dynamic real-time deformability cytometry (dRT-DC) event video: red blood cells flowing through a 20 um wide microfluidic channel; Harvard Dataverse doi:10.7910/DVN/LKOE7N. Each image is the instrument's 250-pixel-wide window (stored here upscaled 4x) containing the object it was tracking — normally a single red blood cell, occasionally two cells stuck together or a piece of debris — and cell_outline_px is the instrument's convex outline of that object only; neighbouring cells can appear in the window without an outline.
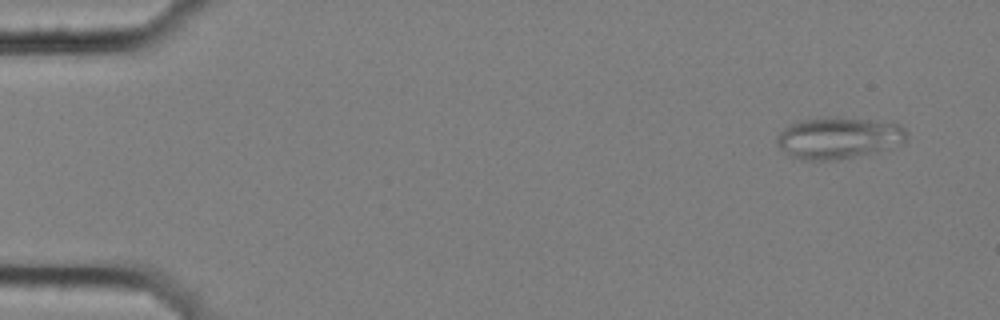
{"species": "common noctule bat (a hibernating species)", "species_latin": "Nyctalus noctula", "temperature_condition": "cold", "stored_images_in_passage": 10, "segment_of_instrument_passage": [1, 2], "camera_frame_rate_fps": 3000, "um_per_image_px": 0.085, "animal": {"sex": "female", "body_mass_g": 25.1}, "frame": {"image": 1, "passage_image": 1, "time_ms": 0.0, "image_size_px": [1000, 320], "cell_outline_px": [[908, 136], [900, 144], [888, 148], [872, 152], [836, 160], [800, 160], [792, 156], [780, 148], [776, 144], [776, 136], [784, 128], [800, 120], [820, 116], [836, 116], [872, 120], [900, 124], [908, 132]], "centroid_in_image_um": [71.25, 11.7], "position_along_channel_um": 13.8, "area_um2": 31.62}}
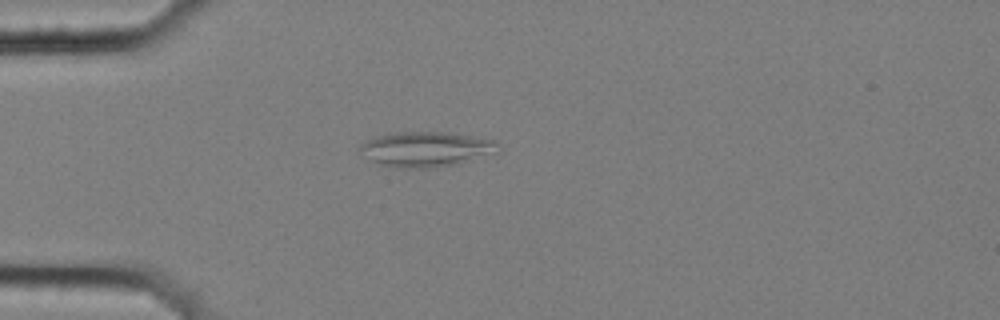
{"frame": {"image": 2, "passage_image": 4, "time_ms": 1.0, "image_size_px": [1000, 320], "cell_outline_px": [[500, 152], [460, 164], [436, 168], [400, 168], [384, 164], [372, 160], [356, 148], [360, 144], [368, 140], [380, 136], [396, 132], [448, 132], [496, 140], [500, 144]], "centroid_in_image_um": [36.33, 12.68], "position_along_channel_um": 48.7, "area_um2": 28.44}}